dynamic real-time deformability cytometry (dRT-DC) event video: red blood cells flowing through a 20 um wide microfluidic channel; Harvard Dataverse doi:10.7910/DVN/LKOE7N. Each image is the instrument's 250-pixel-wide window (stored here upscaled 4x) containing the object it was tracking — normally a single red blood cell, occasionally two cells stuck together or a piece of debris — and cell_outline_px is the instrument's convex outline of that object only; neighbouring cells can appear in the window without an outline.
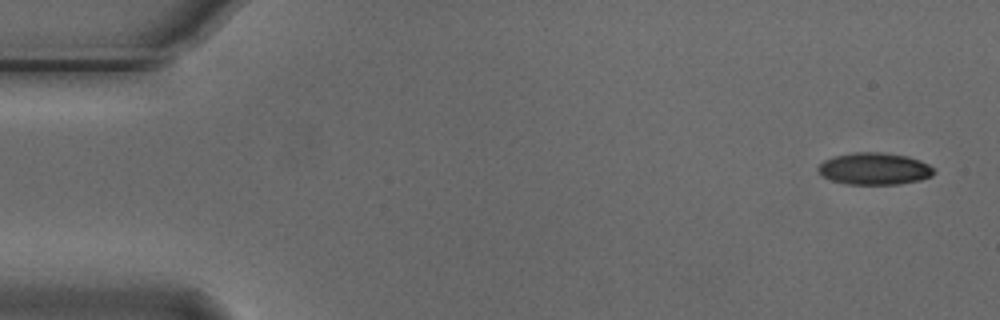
{"species": "Egyptian fruit bat (a non-hibernating species)", "species_latin": "Rousettus aegyptiacus", "temperature_condition": "cold", "stored_images_in_passage": 6, "camera_frame_rate_fps": 3000, "um_per_image_px": 0.085, "animal": {"sex": "male"}, "frame": {"image": 1, "passage_image": 1, "time_ms": 0.0, "image_size_px": [1000, 320], "cell_outline_px": [[936, 172], [932, 176], [920, 180], [896, 184], [848, 184], [832, 180], [824, 176], [816, 168], [824, 160], [832, 156], [852, 152], [880, 152], [908, 156], [920, 160], [928, 164]], "centroid_in_image_um": [74.33, 14.33], "position_along_channel_um": 10.7, "area_um2": 21.56}}
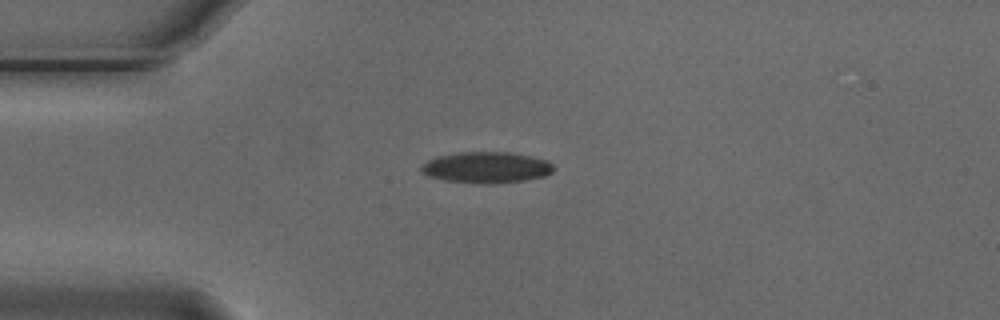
{"frame": {"image": 2, "passage_image": 4, "time_ms": 1.0, "image_size_px": [1000, 320], "cell_outline_px": [[552, 172], [544, 176], [524, 180], [488, 184], [484, 184], [444, 180], [428, 176], [420, 168], [428, 160], [436, 156], [460, 152], [508, 152], [528, 156], [544, 160], [552, 164]], "centroid_in_image_um": [41.3, 14.23], "position_along_channel_um": 43.7, "area_um2": 23.64}}
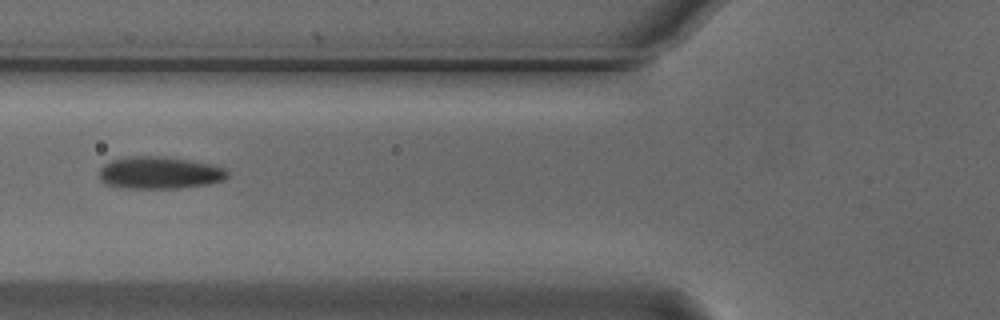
{"frame": {"image": 3, "passage_image": 6, "time_ms": 1.667, "image_size_px": [1000, 320], "cell_outline_px": [[228, 176], [224, 180], [208, 184], [180, 188], [120, 188], [104, 184], [100, 180], [100, 168], [104, 164], [112, 160], [128, 156], [160, 156], [188, 160], [212, 164], [224, 168], [228, 172]], "centroid_in_image_um": [13.54, 14.69], "position_along_channel_um": 112.3, "area_um2": 24.22}}